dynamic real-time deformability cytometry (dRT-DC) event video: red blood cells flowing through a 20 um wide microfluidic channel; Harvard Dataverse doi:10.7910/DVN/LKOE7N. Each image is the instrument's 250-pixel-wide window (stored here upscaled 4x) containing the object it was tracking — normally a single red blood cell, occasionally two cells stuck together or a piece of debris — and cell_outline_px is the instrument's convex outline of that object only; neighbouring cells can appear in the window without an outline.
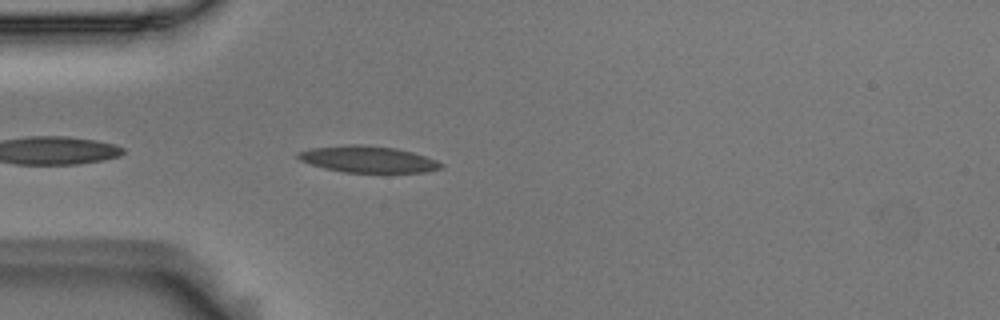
{"species": "Egyptian fruit bat (a non-hibernating species)", "species_latin": "Rousettus aegyptiacus", "temperature_condition": "room temperature", "stored_images_in_passage": 8, "camera_frame_rate_fps": 3000, "um_per_image_px": 0.085, "animal": {"sex": "male"}, "frame": {"image": 1, "passage_image": 3, "time_ms": 0.667, "image_size_px": [1000, 320], "cell_outline_px": [[444, 168], [424, 172], [344, 172], [324, 168], [300, 160], [296, 156], [296, 152], [312, 148], [348, 144], [364, 144], [396, 148], [412, 152], [436, 160], [444, 164]], "centroid_in_image_um": [31.28, 13.53], "position_along_channel_um": 53.7, "area_um2": 22.08}}